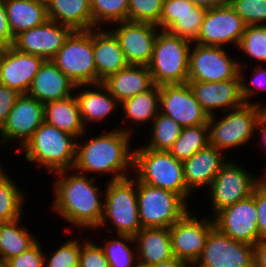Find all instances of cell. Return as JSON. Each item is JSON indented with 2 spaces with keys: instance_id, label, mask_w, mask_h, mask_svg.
Returning <instances> with one entry per match:
<instances>
[{
  "instance_id": "obj_1",
  "label": "cell",
  "mask_w": 266,
  "mask_h": 267,
  "mask_svg": "<svg viewBox=\"0 0 266 267\" xmlns=\"http://www.w3.org/2000/svg\"><path fill=\"white\" fill-rule=\"evenodd\" d=\"M56 174V175H55ZM52 212L75 228L97 229L100 225L105 193L96 184L97 178L76 172L74 169L53 173ZM103 193V194H101ZM103 195V196H102Z\"/></svg>"
},
{
  "instance_id": "obj_2",
  "label": "cell",
  "mask_w": 266,
  "mask_h": 267,
  "mask_svg": "<svg viewBox=\"0 0 266 267\" xmlns=\"http://www.w3.org/2000/svg\"><path fill=\"white\" fill-rule=\"evenodd\" d=\"M130 127L132 126H121L108 132L104 131L88 138L89 140L86 139L85 143L77 139L73 169L88 176L93 173L95 178L96 174L105 176L110 173V181L131 176L129 173L133 171L134 149L130 142L135 136V128Z\"/></svg>"
},
{
  "instance_id": "obj_3",
  "label": "cell",
  "mask_w": 266,
  "mask_h": 267,
  "mask_svg": "<svg viewBox=\"0 0 266 267\" xmlns=\"http://www.w3.org/2000/svg\"><path fill=\"white\" fill-rule=\"evenodd\" d=\"M104 187L103 216L100 225L93 231L105 227L108 233L115 230L116 234L134 237L142 229L138 213L137 179L128 176L109 180Z\"/></svg>"
},
{
  "instance_id": "obj_4",
  "label": "cell",
  "mask_w": 266,
  "mask_h": 267,
  "mask_svg": "<svg viewBox=\"0 0 266 267\" xmlns=\"http://www.w3.org/2000/svg\"><path fill=\"white\" fill-rule=\"evenodd\" d=\"M76 143V137L44 121L21 150L28 162L54 173L73 169Z\"/></svg>"
},
{
  "instance_id": "obj_5",
  "label": "cell",
  "mask_w": 266,
  "mask_h": 267,
  "mask_svg": "<svg viewBox=\"0 0 266 267\" xmlns=\"http://www.w3.org/2000/svg\"><path fill=\"white\" fill-rule=\"evenodd\" d=\"M140 147L134 149L133 176L141 183L175 192L189 202L193 194L184 180L183 163L169 151Z\"/></svg>"
},
{
  "instance_id": "obj_6",
  "label": "cell",
  "mask_w": 266,
  "mask_h": 267,
  "mask_svg": "<svg viewBox=\"0 0 266 267\" xmlns=\"http://www.w3.org/2000/svg\"><path fill=\"white\" fill-rule=\"evenodd\" d=\"M266 109L258 105L242 106L209 117V145L221 150L224 154L232 148L250 143L254 140L256 123Z\"/></svg>"
},
{
  "instance_id": "obj_7",
  "label": "cell",
  "mask_w": 266,
  "mask_h": 267,
  "mask_svg": "<svg viewBox=\"0 0 266 267\" xmlns=\"http://www.w3.org/2000/svg\"><path fill=\"white\" fill-rule=\"evenodd\" d=\"M191 46L190 41L179 36L162 30L158 32L148 65L155 85L182 84L188 81Z\"/></svg>"
},
{
  "instance_id": "obj_8",
  "label": "cell",
  "mask_w": 266,
  "mask_h": 267,
  "mask_svg": "<svg viewBox=\"0 0 266 267\" xmlns=\"http://www.w3.org/2000/svg\"><path fill=\"white\" fill-rule=\"evenodd\" d=\"M137 201L142 228H170L190 209L179 194L138 180Z\"/></svg>"
},
{
  "instance_id": "obj_9",
  "label": "cell",
  "mask_w": 266,
  "mask_h": 267,
  "mask_svg": "<svg viewBox=\"0 0 266 267\" xmlns=\"http://www.w3.org/2000/svg\"><path fill=\"white\" fill-rule=\"evenodd\" d=\"M51 61L75 86L96 84L92 29L74 30Z\"/></svg>"
},
{
  "instance_id": "obj_10",
  "label": "cell",
  "mask_w": 266,
  "mask_h": 267,
  "mask_svg": "<svg viewBox=\"0 0 266 267\" xmlns=\"http://www.w3.org/2000/svg\"><path fill=\"white\" fill-rule=\"evenodd\" d=\"M260 183V176L249 173L237 161L229 160L221 167L211 185L208 196L213 217L225 207L251 196Z\"/></svg>"
},
{
  "instance_id": "obj_11",
  "label": "cell",
  "mask_w": 266,
  "mask_h": 267,
  "mask_svg": "<svg viewBox=\"0 0 266 267\" xmlns=\"http://www.w3.org/2000/svg\"><path fill=\"white\" fill-rule=\"evenodd\" d=\"M219 46L192 43L188 81L220 82L239 77V62Z\"/></svg>"
},
{
  "instance_id": "obj_12",
  "label": "cell",
  "mask_w": 266,
  "mask_h": 267,
  "mask_svg": "<svg viewBox=\"0 0 266 267\" xmlns=\"http://www.w3.org/2000/svg\"><path fill=\"white\" fill-rule=\"evenodd\" d=\"M254 245L236 241L214 227L193 267H254Z\"/></svg>"
},
{
  "instance_id": "obj_13",
  "label": "cell",
  "mask_w": 266,
  "mask_h": 267,
  "mask_svg": "<svg viewBox=\"0 0 266 267\" xmlns=\"http://www.w3.org/2000/svg\"><path fill=\"white\" fill-rule=\"evenodd\" d=\"M246 23L229 3L207 9L195 43L203 46L238 47Z\"/></svg>"
},
{
  "instance_id": "obj_14",
  "label": "cell",
  "mask_w": 266,
  "mask_h": 267,
  "mask_svg": "<svg viewBox=\"0 0 266 267\" xmlns=\"http://www.w3.org/2000/svg\"><path fill=\"white\" fill-rule=\"evenodd\" d=\"M159 113L171 117L182 128L208 125L209 120L188 82L160 86Z\"/></svg>"
},
{
  "instance_id": "obj_15",
  "label": "cell",
  "mask_w": 266,
  "mask_h": 267,
  "mask_svg": "<svg viewBox=\"0 0 266 267\" xmlns=\"http://www.w3.org/2000/svg\"><path fill=\"white\" fill-rule=\"evenodd\" d=\"M188 211L170 228L174 257L189 262L192 266L199 259L210 231L215 227L213 217L200 220Z\"/></svg>"
},
{
  "instance_id": "obj_16",
  "label": "cell",
  "mask_w": 266,
  "mask_h": 267,
  "mask_svg": "<svg viewBox=\"0 0 266 267\" xmlns=\"http://www.w3.org/2000/svg\"><path fill=\"white\" fill-rule=\"evenodd\" d=\"M43 122L44 104L28 94H21L0 131V144L5 146L15 140L18 149H22Z\"/></svg>"
},
{
  "instance_id": "obj_17",
  "label": "cell",
  "mask_w": 266,
  "mask_h": 267,
  "mask_svg": "<svg viewBox=\"0 0 266 267\" xmlns=\"http://www.w3.org/2000/svg\"><path fill=\"white\" fill-rule=\"evenodd\" d=\"M109 27L129 65L148 66L160 28L152 23L122 21Z\"/></svg>"
},
{
  "instance_id": "obj_18",
  "label": "cell",
  "mask_w": 266,
  "mask_h": 267,
  "mask_svg": "<svg viewBox=\"0 0 266 267\" xmlns=\"http://www.w3.org/2000/svg\"><path fill=\"white\" fill-rule=\"evenodd\" d=\"M215 227L230 238L250 245L259 241L254 191L251 196L225 207L213 216Z\"/></svg>"
},
{
  "instance_id": "obj_19",
  "label": "cell",
  "mask_w": 266,
  "mask_h": 267,
  "mask_svg": "<svg viewBox=\"0 0 266 267\" xmlns=\"http://www.w3.org/2000/svg\"><path fill=\"white\" fill-rule=\"evenodd\" d=\"M73 31L71 27L49 19L44 24L17 35L13 47L50 61Z\"/></svg>"
},
{
  "instance_id": "obj_20",
  "label": "cell",
  "mask_w": 266,
  "mask_h": 267,
  "mask_svg": "<svg viewBox=\"0 0 266 267\" xmlns=\"http://www.w3.org/2000/svg\"><path fill=\"white\" fill-rule=\"evenodd\" d=\"M46 60L18 51L13 46L0 49V84L27 94L32 80Z\"/></svg>"
},
{
  "instance_id": "obj_21",
  "label": "cell",
  "mask_w": 266,
  "mask_h": 267,
  "mask_svg": "<svg viewBox=\"0 0 266 267\" xmlns=\"http://www.w3.org/2000/svg\"><path fill=\"white\" fill-rule=\"evenodd\" d=\"M196 100L208 116L217 112L238 108L244 104L241 96L240 78L220 82L187 81ZM217 109V110H216Z\"/></svg>"
},
{
  "instance_id": "obj_22",
  "label": "cell",
  "mask_w": 266,
  "mask_h": 267,
  "mask_svg": "<svg viewBox=\"0 0 266 267\" xmlns=\"http://www.w3.org/2000/svg\"><path fill=\"white\" fill-rule=\"evenodd\" d=\"M214 146L197 151L190 158L183 161L184 180L187 189L194 194L197 190L208 188L221 167L228 161L226 154ZM226 159V160H224Z\"/></svg>"
},
{
  "instance_id": "obj_23",
  "label": "cell",
  "mask_w": 266,
  "mask_h": 267,
  "mask_svg": "<svg viewBox=\"0 0 266 267\" xmlns=\"http://www.w3.org/2000/svg\"><path fill=\"white\" fill-rule=\"evenodd\" d=\"M75 91L81 119L87 130L89 129L88 124L103 123L107 117H110L109 115L112 116L113 112L120 107L118 100L110 94L102 82L92 85H78L75 87Z\"/></svg>"
},
{
  "instance_id": "obj_24",
  "label": "cell",
  "mask_w": 266,
  "mask_h": 267,
  "mask_svg": "<svg viewBox=\"0 0 266 267\" xmlns=\"http://www.w3.org/2000/svg\"><path fill=\"white\" fill-rule=\"evenodd\" d=\"M92 46L96 66V83L103 82L110 75L122 70L129 63L126 60L115 35L104 27L92 29Z\"/></svg>"
},
{
  "instance_id": "obj_25",
  "label": "cell",
  "mask_w": 266,
  "mask_h": 267,
  "mask_svg": "<svg viewBox=\"0 0 266 267\" xmlns=\"http://www.w3.org/2000/svg\"><path fill=\"white\" fill-rule=\"evenodd\" d=\"M74 83L50 60L38 70L28 89V95L42 104L65 99L75 93Z\"/></svg>"
},
{
  "instance_id": "obj_26",
  "label": "cell",
  "mask_w": 266,
  "mask_h": 267,
  "mask_svg": "<svg viewBox=\"0 0 266 267\" xmlns=\"http://www.w3.org/2000/svg\"><path fill=\"white\" fill-rule=\"evenodd\" d=\"M134 240L139 267H150L174 257L169 228H142Z\"/></svg>"
},
{
  "instance_id": "obj_27",
  "label": "cell",
  "mask_w": 266,
  "mask_h": 267,
  "mask_svg": "<svg viewBox=\"0 0 266 267\" xmlns=\"http://www.w3.org/2000/svg\"><path fill=\"white\" fill-rule=\"evenodd\" d=\"M119 103L149 90L153 85L148 66L128 65L102 82Z\"/></svg>"
},
{
  "instance_id": "obj_28",
  "label": "cell",
  "mask_w": 266,
  "mask_h": 267,
  "mask_svg": "<svg viewBox=\"0 0 266 267\" xmlns=\"http://www.w3.org/2000/svg\"><path fill=\"white\" fill-rule=\"evenodd\" d=\"M44 121L58 130L79 139H84L85 128L75 94L65 99L44 104Z\"/></svg>"
},
{
  "instance_id": "obj_29",
  "label": "cell",
  "mask_w": 266,
  "mask_h": 267,
  "mask_svg": "<svg viewBox=\"0 0 266 267\" xmlns=\"http://www.w3.org/2000/svg\"><path fill=\"white\" fill-rule=\"evenodd\" d=\"M4 4L13 38L49 20L45 1L4 0Z\"/></svg>"
},
{
  "instance_id": "obj_30",
  "label": "cell",
  "mask_w": 266,
  "mask_h": 267,
  "mask_svg": "<svg viewBox=\"0 0 266 267\" xmlns=\"http://www.w3.org/2000/svg\"><path fill=\"white\" fill-rule=\"evenodd\" d=\"M48 18L73 30L93 29L90 0H47Z\"/></svg>"
},
{
  "instance_id": "obj_31",
  "label": "cell",
  "mask_w": 266,
  "mask_h": 267,
  "mask_svg": "<svg viewBox=\"0 0 266 267\" xmlns=\"http://www.w3.org/2000/svg\"><path fill=\"white\" fill-rule=\"evenodd\" d=\"M159 96L160 86L154 84L149 90L121 102L119 109L125 115L122 117L123 124H151L159 113Z\"/></svg>"
},
{
  "instance_id": "obj_32",
  "label": "cell",
  "mask_w": 266,
  "mask_h": 267,
  "mask_svg": "<svg viewBox=\"0 0 266 267\" xmlns=\"http://www.w3.org/2000/svg\"><path fill=\"white\" fill-rule=\"evenodd\" d=\"M21 219L0 223V257L3 263L26 252L38 241L27 226L22 225Z\"/></svg>"
},
{
  "instance_id": "obj_33",
  "label": "cell",
  "mask_w": 266,
  "mask_h": 267,
  "mask_svg": "<svg viewBox=\"0 0 266 267\" xmlns=\"http://www.w3.org/2000/svg\"><path fill=\"white\" fill-rule=\"evenodd\" d=\"M9 175L0 177V223L16 220L25 213L23 205L27 195Z\"/></svg>"
},
{
  "instance_id": "obj_34",
  "label": "cell",
  "mask_w": 266,
  "mask_h": 267,
  "mask_svg": "<svg viewBox=\"0 0 266 267\" xmlns=\"http://www.w3.org/2000/svg\"><path fill=\"white\" fill-rule=\"evenodd\" d=\"M104 237L101 248L109 263V267H139L137 248L134 237L117 234L116 237ZM129 243V244H128ZM134 245V248L131 245Z\"/></svg>"
},
{
  "instance_id": "obj_35",
  "label": "cell",
  "mask_w": 266,
  "mask_h": 267,
  "mask_svg": "<svg viewBox=\"0 0 266 267\" xmlns=\"http://www.w3.org/2000/svg\"><path fill=\"white\" fill-rule=\"evenodd\" d=\"M149 129V142L144 147L156 151H169L182 131L177 122L162 113L157 114Z\"/></svg>"
},
{
  "instance_id": "obj_36",
  "label": "cell",
  "mask_w": 266,
  "mask_h": 267,
  "mask_svg": "<svg viewBox=\"0 0 266 267\" xmlns=\"http://www.w3.org/2000/svg\"><path fill=\"white\" fill-rule=\"evenodd\" d=\"M209 145L208 125L183 127L181 134L169 152L183 162L197 151Z\"/></svg>"
},
{
  "instance_id": "obj_37",
  "label": "cell",
  "mask_w": 266,
  "mask_h": 267,
  "mask_svg": "<svg viewBox=\"0 0 266 267\" xmlns=\"http://www.w3.org/2000/svg\"><path fill=\"white\" fill-rule=\"evenodd\" d=\"M90 7L93 29L128 20V0H90Z\"/></svg>"
},
{
  "instance_id": "obj_38",
  "label": "cell",
  "mask_w": 266,
  "mask_h": 267,
  "mask_svg": "<svg viewBox=\"0 0 266 267\" xmlns=\"http://www.w3.org/2000/svg\"><path fill=\"white\" fill-rule=\"evenodd\" d=\"M237 49L260 65L266 63V25H247Z\"/></svg>"
},
{
  "instance_id": "obj_39",
  "label": "cell",
  "mask_w": 266,
  "mask_h": 267,
  "mask_svg": "<svg viewBox=\"0 0 266 267\" xmlns=\"http://www.w3.org/2000/svg\"><path fill=\"white\" fill-rule=\"evenodd\" d=\"M205 8L194 6L191 12L181 16L168 30L172 35L179 36L185 40L195 43L198 39L201 24L203 22Z\"/></svg>"
},
{
  "instance_id": "obj_40",
  "label": "cell",
  "mask_w": 266,
  "mask_h": 267,
  "mask_svg": "<svg viewBox=\"0 0 266 267\" xmlns=\"http://www.w3.org/2000/svg\"><path fill=\"white\" fill-rule=\"evenodd\" d=\"M240 68H239V77H240V87H241V96L243 98V101L245 104L250 105H258L266 109V105H263L264 103H257L252 102L251 99L254 97V95L260 91V90H266V67L260 64L256 65L253 68L252 76L249 78L248 81L245 82L244 78H246V75H244L243 71L245 67H248V62H242L238 59Z\"/></svg>"
},
{
  "instance_id": "obj_41",
  "label": "cell",
  "mask_w": 266,
  "mask_h": 267,
  "mask_svg": "<svg viewBox=\"0 0 266 267\" xmlns=\"http://www.w3.org/2000/svg\"><path fill=\"white\" fill-rule=\"evenodd\" d=\"M80 252L79 237L67 239L52 255L45 254L44 267H79Z\"/></svg>"
},
{
  "instance_id": "obj_42",
  "label": "cell",
  "mask_w": 266,
  "mask_h": 267,
  "mask_svg": "<svg viewBox=\"0 0 266 267\" xmlns=\"http://www.w3.org/2000/svg\"><path fill=\"white\" fill-rule=\"evenodd\" d=\"M164 0H128V21L146 22L160 28Z\"/></svg>"
},
{
  "instance_id": "obj_43",
  "label": "cell",
  "mask_w": 266,
  "mask_h": 267,
  "mask_svg": "<svg viewBox=\"0 0 266 267\" xmlns=\"http://www.w3.org/2000/svg\"><path fill=\"white\" fill-rule=\"evenodd\" d=\"M246 25H266V0H228Z\"/></svg>"
},
{
  "instance_id": "obj_44",
  "label": "cell",
  "mask_w": 266,
  "mask_h": 267,
  "mask_svg": "<svg viewBox=\"0 0 266 267\" xmlns=\"http://www.w3.org/2000/svg\"><path fill=\"white\" fill-rule=\"evenodd\" d=\"M191 0H164L160 17V30L167 31L181 16L191 12Z\"/></svg>"
},
{
  "instance_id": "obj_45",
  "label": "cell",
  "mask_w": 266,
  "mask_h": 267,
  "mask_svg": "<svg viewBox=\"0 0 266 267\" xmlns=\"http://www.w3.org/2000/svg\"><path fill=\"white\" fill-rule=\"evenodd\" d=\"M87 238L81 240L79 267H109L100 244L95 243L90 236Z\"/></svg>"
},
{
  "instance_id": "obj_46",
  "label": "cell",
  "mask_w": 266,
  "mask_h": 267,
  "mask_svg": "<svg viewBox=\"0 0 266 267\" xmlns=\"http://www.w3.org/2000/svg\"><path fill=\"white\" fill-rule=\"evenodd\" d=\"M39 240L26 252L5 262L8 267H44L45 253Z\"/></svg>"
},
{
  "instance_id": "obj_47",
  "label": "cell",
  "mask_w": 266,
  "mask_h": 267,
  "mask_svg": "<svg viewBox=\"0 0 266 267\" xmlns=\"http://www.w3.org/2000/svg\"><path fill=\"white\" fill-rule=\"evenodd\" d=\"M254 201L257 208L259 241H266V186L261 182L254 189Z\"/></svg>"
},
{
  "instance_id": "obj_48",
  "label": "cell",
  "mask_w": 266,
  "mask_h": 267,
  "mask_svg": "<svg viewBox=\"0 0 266 267\" xmlns=\"http://www.w3.org/2000/svg\"><path fill=\"white\" fill-rule=\"evenodd\" d=\"M20 95L15 89L0 84V131Z\"/></svg>"
},
{
  "instance_id": "obj_49",
  "label": "cell",
  "mask_w": 266,
  "mask_h": 267,
  "mask_svg": "<svg viewBox=\"0 0 266 267\" xmlns=\"http://www.w3.org/2000/svg\"><path fill=\"white\" fill-rule=\"evenodd\" d=\"M14 38L9 28L4 0H0V49L13 46Z\"/></svg>"
},
{
  "instance_id": "obj_50",
  "label": "cell",
  "mask_w": 266,
  "mask_h": 267,
  "mask_svg": "<svg viewBox=\"0 0 266 267\" xmlns=\"http://www.w3.org/2000/svg\"><path fill=\"white\" fill-rule=\"evenodd\" d=\"M254 267H266V241L254 245Z\"/></svg>"
},
{
  "instance_id": "obj_51",
  "label": "cell",
  "mask_w": 266,
  "mask_h": 267,
  "mask_svg": "<svg viewBox=\"0 0 266 267\" xmlns=\"http://www.w3.org/2000/svg\"><path fill=\"white\" fill-rule=\"evenodd\" d=\"M255 132H259V139H261L262 145L266 147V110L261 114L256 123ZM266 150V148H265Z\"/></svg>"
},
{
  "instance_id": "obj_52",
  "label": "cell",
  "mask_w": 266,
  "mask_h": 267,
  "mask_svg": "<svg viewBox=\"0 0 266 267\" xmlns=\"http://www.w3.org/2000/svg\"><path fill=\"white\" fill-rule=\"evenodd\" d=\"M150 267H193L189 262L179 259L177 257H173L170 260L159 262Z\"/></svg>"
},
{
  "instance_id": "obj_53",
  "label": "cell",
  "mask_w": 266,
  "mask_h": 267,
  "mask_svg": "<svg viewBox=\"0 0 266 267\" xmlns=\"http://www.w3.org/2000/svg\"><path fill=\"white\" fill-rule=\"evenodd\" d=\"M196 6L203 7L205 9H211L219 7L228 3V0H191Z\"/></svg>"
},
{
  "instance_id": "obj_54",
  "label": "cell",
  "mask_w": 266,
  "mask_h": 267,
  "mask_svg": "<svg viewBox=\"0 0 266 267\" xmlns=\"http://www.w3.org/2000/svg\"><path fill=\"white\" fill-rule=\"evenodd\" d=\"M266 170V169H265ZM260 176V182L266 186V172L262 173V175H259Z\"/></svg>"
},
{
  "instance_id": "obj_55",
  "label": "cell",
  "mask_w": 266,
  "mask_h": 267,
  "mask_svg": "<svg viewBox=\"0 0 266 267\" xmlns=\"http://www.w3.org/2000/svg\"><path fill=\"white\" fill-rule=\"evenodd\" d=\"M5 171L6 170L4 169V167L1 166V163H0V177H2L5 173H7V171L6 172Z\"/></svg>"
},
{
  "instance_id": "obj_56",
  "label": "cell",
  "mask_w": 266,
  "mask_h": 267,
  "mask_svg": "<svg viewBox=\"0 0 266 267\" xmlns=\"http://www.w3.org/2000/svg\"><path fill=\"white\" fill-rule=\"evenodd\" d=\"M0 267H8L5 263H1Z\"/></svg>"
}]
</instances>
